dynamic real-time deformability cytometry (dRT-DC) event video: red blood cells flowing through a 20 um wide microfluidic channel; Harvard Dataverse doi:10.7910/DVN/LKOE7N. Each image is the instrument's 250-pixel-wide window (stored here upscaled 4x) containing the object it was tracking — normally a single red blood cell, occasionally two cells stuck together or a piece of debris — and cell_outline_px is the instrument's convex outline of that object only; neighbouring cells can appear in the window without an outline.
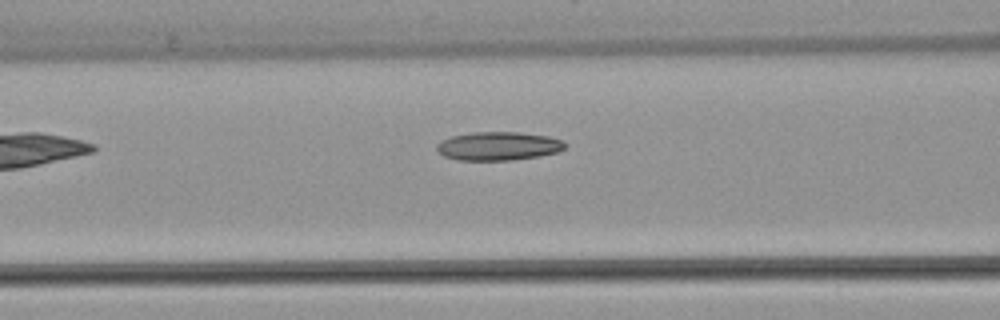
{"species": "common noctule bat (a hibernating species)", "species_latin": "Nyctalus noctula", "temperature_condition": "warm", "stored_images_in_passage": 7, "camera_frame_rate_fps": 3000, "um_per_image_px": 0.085, "animal": {"sex": "female", "body_mass_g": 22.7, "forearm_length_mm": 54.2}, "frame": {"image": 1, "passage_image": 7, "time_ms": 9.0, "image_size_px": [1000, 320], "cell_outline_px": [[568, 144], [564, 148], [556, 152], [540, 156], [512, 160], [456, 160], [444, 156], [436, 152], [436, 144], [440, 140], [452, 136], [472, 132], [520, 132], [548, 136], [564, 140]], "centroid_in_image_um": [42.34, 12.41], "position_along_channel_um": 124.3, "area_um2": 21.62}}